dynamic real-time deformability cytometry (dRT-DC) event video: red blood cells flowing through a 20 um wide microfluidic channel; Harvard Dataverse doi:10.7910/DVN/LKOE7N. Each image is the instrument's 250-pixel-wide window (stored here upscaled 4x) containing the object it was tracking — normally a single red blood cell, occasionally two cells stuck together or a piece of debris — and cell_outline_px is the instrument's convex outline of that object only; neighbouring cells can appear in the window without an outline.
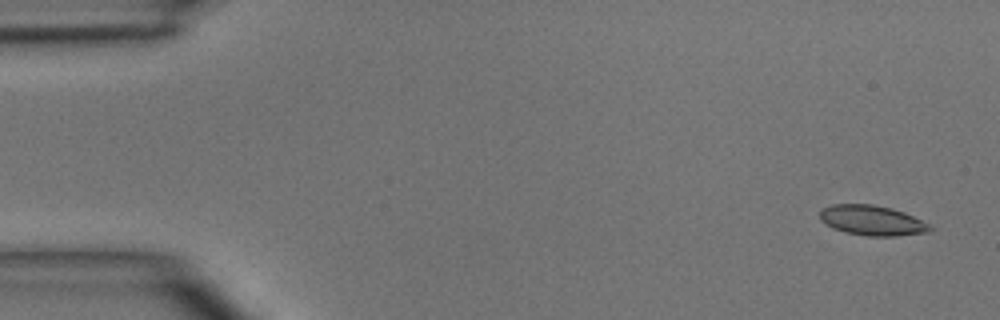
{"species": "common noctule bat (a hibernating species)", "species_latin": "Nyctalus noctula", "temperature_condition": "room temperature", "stored_images_in_passage": 5, "camera_frame_rate_fps": 3000, "um_per_image_px": 0.085, "animal": {"sex": "male", "body_mass_g": 15.6}, "frame": {"image": 1, "passage_image": 1, "time_ms": 0.0, "image_size_px": [1000, 320], "cell_outline_px": [[936, 228], [928, 232], [896, 236], [868, 236], [844, 232], [832, 228], [820, 220], [820, 212], [824, 208], [832, 204], [872, 204], [892, 208], [904, 212]], "centroid_in_image_um": [74.13, 18.74], "position_along_channel_um": 10.9, "area_um2": 19.31}}
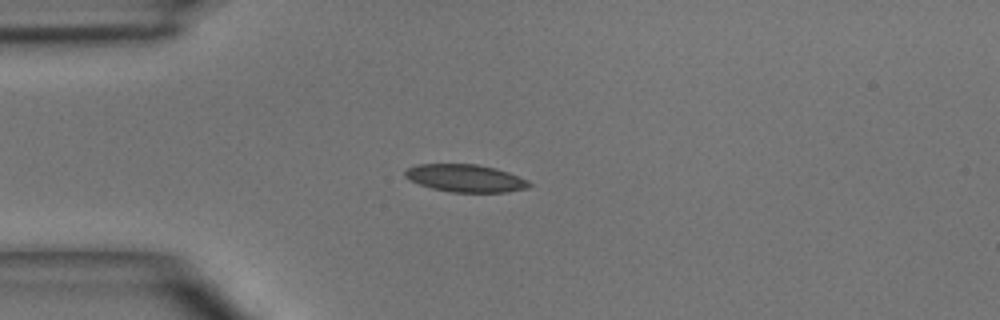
{"frame": {"image": 2, "passage_image": 4, "time_ms": 3.333, "image_size_px": [1000, 320], "cell_outline_px": [[532, 184], [528, 188], [508, 192], [452, 192], [432, 188], [408, 180], [404, 176], [404, 172], [408, 168], [416, 164], [476, 164], [496, 168], [508, 172], [528, 180]], "centroid_in_image_um": [39.56, 15.14], "position_along_channel_um": 45.4, "area_um2": 20.0}}